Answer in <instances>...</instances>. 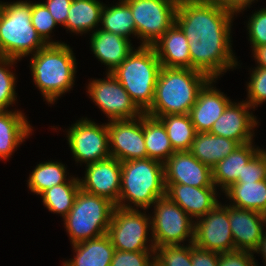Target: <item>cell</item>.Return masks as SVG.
<instances>
[{"label":"cell","instance_id":"cell-1","mask_svg":"<svg viewBox=\"0 0 266 266\" xmlns=\"http://www.w3.org/2000/svg\"><path fill=\"white\" fill-rule=\"evenodd\" d=\"M235 15L236 12L216 0L177 5L175 23L189 42L191 69L217 80L227 70L237 67L230 36Z\"/></svg>","mask_w":266,"mask_h":266},{"label":"cell","instance_id":"cell-2","mask_svg":"<svg viewBox=\"0 0 266 266\" xmlns=\"http://www.w3.org/2000/svg\"><path fill=\"white\" fill-rule=\"evenodd\" d=\"M209 80L206 74L194 69L162 67L153 103L145 114L155 118L189 114L199 91Z\"/></svg>","mask_w":266,"mask_h":266},{"label":"cell","instance_id":"cell-3","mask_svg":"<svg viewBox=\"0 0 266 266\" xmlns=\"http://www.w3.org/2000/svg\"><path fill=\"white\" fill-rule=\"evenodd\" d=\"M66 43L47 44L32 54L30 70L33 82L49 104L74 86L76 58Z\"/></svg>","mask_w":266,"mask_h":266},{"label":"cell","instance_id":"cell-4","mask_svg":"<svg viewBox=\"0 0 266 266\" xmlns=\"http://www.w3.org/2000/svg\"><path fill=\"white\" fill-rule=\"evenodd\" d=\"M165 195L163 163L148 157L121 162V186L116 207L146 211Z\"/></svg>","mask_w":266,"mask_h":266},{"label":"cell","instance_id":"cell-5","mask_svg":"<svg viewBox=\"0 0 266 266\" xmlns=\"http://www.w3.org/2000/svg\"><path fill=\"white\" fill-rule=\"evenodd\" d=\"M31 10L32 1H0V56L20 61L47 45L32 25Z\"/></svg>","mask_w":266,"mask_h":266},{"label":"cell","instance_id":"cell-6","mask_svg":"<svg viewBox=\"0 0 266 266\" xmlns=\"http://www.w3.org/2000/svg\"><path fill=\"white\" fill-rule=\"evenodd\" d=\"M161 68L152 46H138L111 73L122 84L137 107L145 113L153 103Z\"/></svg>","mask_w":266,"mask_h":266},{"label":"cell","instance_id":"cell-7","mask_svg":"<svg viewBox=\"0 0 266 266\" xmlns=\"http://www.w3.org/2000/svg\"><path fill=\"white\" fill-rule=\"evenodd\" d=\"M115 207L109 199L80 189L70 212L63 218L72 245L107 234Z\"/></svg>","mask_w":266,"mask_h":266},{"label":"cell","instance_id":"cell-8","mask_svg":"<svg viewBox=\"0 0 266 266\" xmlns=\"http://www.w3.org/2000/svg\"><path fill=\"white\" fill-rule=\"evenodd\" d=\"M152 206L154 215L151 216L150 234L155 247L184 245L186 240L189 244L194 242L195 220L179 205L165 195Z\"/></svg>","mask_w":266,"mask_h":266},{"label":"cell","instance_id":"cell-9","mask_svg":"<svg viewBox=\"0 0 266 266\" xmlns=\"http://www.w3.org/2000/svg\"><path fill=\"white\" fill-rule=\"evenodd\" d=\"M143 212L135 208H114L107 235L115 249L131 252L155 251L152 236L148 234L152 230L151 216Z\"/></svg>","mask_w":266,"mask_h":266},{"label":"cell","instance_id":"cell-10","mask_svg":"<svg viewBox=\"0 0 266 266\" xmlns=\"http://www.w3.org/2000/svg\"><path fill=\"white\" fill-rule=\"evenodd\" d=\"M131 9L140 46H152L175 23L177 5L170 0H125Z\"/></svg>","mask_w":266,"mask_h":266},{"label":"cell","instance_id":"cell-11","mask_svg":"<svg viewBox=\"0 0 266 266\" xmlns=\"http://www.w3.org/2000/svg\"><path fill=\"white\" fill-rule=\"evenodd\" d=\"M66 137L76 163L87 165L111 156L106 123L98 125L82 117L70 126Z\"/></svg>","mask_w":266,"mask_h":266},{"label":"cell","instance_id":"cell-12","mask_svg":"<svg viewBox=\"0 0 266 266\" xmlns=\"http://www.w3.org/2000/svg\"><path fill=\"white\" fill-rule=\"evenodd\" d=\"M87 90L89 98L107 115L108 121L136 119L144 114L112 73H107L103 80H90Z\"/></svg>","mask_w":266,"mask_h":266},{"label":"cell","instance_id":"cell-13","mask_svg":"<svg viewBox=\"0 0 266 266\" xmlns=\"http://www.w3.org/2000/svg\"><path fill=\"white\" fill-rule=\"evenodd\" d=\"M193 244L217 253L234 251L233 235L229 223V204L220 202L204 216L196 219Z\"/></svg>","mask_w":266,"mask_h":266},{"label":"cell","instance_id":"cell-14","mask_svg":"<svg viewBox=\"0 0 266 266\" xmlns=\"http://www.w3.org/2000/svg\"><path fill=\"white\" fill-rule=\"evenodd\" d=\"M111 157L120 162L147 158L143 134V115L130 120L108 121Z\"/></svg>","mask_w":266,"mask_h":266},{"label":"cell","instance_id":"cell-15","mask_svg":"<svg viewBox=\"0 0 266 266\" xmlns=\"http://www.w3.org/2000/svg\"><path fill=\"white\" fill-rule=\"evenodd\" d=\"M84 178H79L80 188L93 195L118 203L121 186V162L109 157L87 164Z\"/></svg>","mask_w":266,"mask_h":266},{"label":"cell","instance_id":"cell-16","mask_svg":"<svg viewBox=\"0 0 266 266\" xmlns=\"http://www.w3.org/2000/svg\"><path fill=\"white\" fill-rule=\"evenodd\" d=\"M253 109L246 101L231 102L222 115L214 122L209 133L237 141L240 145L253 141L255 127L258 125L256 116L249 110Z\"/></svg>","mask_w":266,"mask_h":266},{"label":"cell","instance_id":"cell-17","mask_svg":"<svg viewBox=\"0 0 266 266\" xmlns=\"http://www.w3.org/2000/svg\"><path fill=\"white\" fill-rule=\"evenodd\" d=\"M163 164L165 183L216 187L212 181V169L196 159L190 151H175Z\"/></svg>","mask_w":266,"mask_h":266},{"label":"cell","instance_id":"cell-18","mask_svg":"<svg viewBox=\"0 0 266 266\" xmlns=\"http://www.w3.org/2000/svg\"><path fill=\"white\" fill-rule=\"evenodd\" d=\"M216 79H210L199 91L189 116L196 132H209L213 124L232 102L223 92L214 88Z\"/></svg>","mask_w":266,"mask_h":266},{"label":"cell","instance_id":"cell-19","mask_svg":"<svg viewBox=\"0 0 266 266\" xmlns=\"http://www.w3.org/2000/svg\"><path fill=\"white\" fill-rule=\"evenodd\" d=\"M166 196L179 205L192 219H198L218 203L217 187H194L165 183Z\"/></svg>","mask_w":266,"mask_h":266},{"label":"cell","instance_id":"cell-20","mask_svg":"<svg viewBox=\"0 0 266 266\" xmlns=\"http://www.w3.org/2000/svg\"><path fill=\"white\" fill-rule=\"evenodd\" d=\"M229 223L234 241V251L252 252L264 232L262 214L229 205Z\"/></svg>","mask_w":266,"mask_h":266},{"label":"cell","instance_id":"cell-21","mask_svg":"<svg viewBox=\"0 0 266 266\" xmlns=\"http://www.w3.org/2000/svg\"><path fill=\"white\" fill-rule=\"evenodd\" d=\"M91 33V51L98 61L108 67L106 73L114 71L134 50L130 39L100 28Z\"/></svg>","mask_w":266,"mask_h":266},{"label":"cell","instance_id":"cell-22","mask_svg":"<svg viewBox=\"0 0 266 266\" xmlns=\"http://www.w3.org/2000/svg\"><path fill=\"white\" fill-rule=\"evenodd\" d=\"M152 47L162 67L191 69L189 42L176 23Z\"/></svg>","mask_w":266,"mask_h":266},{"label":"cell","instance_id":"cell-23","mask_svg":"<svg viewBox=\"0 0 266 266\" xmlns=\"http://www.w3.org/2000/svg\"><path fill=\"white\" fill-rule=\"evenodd\" d=\"M0 110V159L8 160L33 129L21 111Z\"/></svg>","mask_w":266,"mask_h":266},{"label":"cell","instance_id":"cell-24","mask_svg":"<svg viewBox=\"0 0 266 266\" xmlns=\"http://www.w3.org/2000/svg\"><path fill=\"white\" fill-rule=\"evenodd\" d=\"M252 142L239 145L222 161L212 168L213 184L225 191L232 184L236 183L239 175H242L244 165H246L260 150Z\"/></svg>","mask_w":266,"mask_h":266},{"label":"cell","instance_id":"cell-25","mask_svg":"<svg viewBox=\"0 0 266 266\" xmlns=\"http://www.w3.org/2000/svg\"><path fill=\"white\" fill-rule=\"evenodd\" d=\"M76 255L62 266H110L115 248L107 234L72 245Z\"/></svg>","mask_w":266,"mask_h":266},{"label":"cell","instance_id":"cell-26","mask_svg":"<svg viewBox=\"0 0 266 266\" xmlns=\"http://www.w3.org/2000/svg\"><path fill=\"white\" fill-rule=\"evenodd\" d=\"M240 144L229 138L216 136L209 132H197L190 149L191 154L211 169Z\"/></svg>","mask_w":266,"mask_h":266},{"label":"cell","instance_id":"cell-27","mask_svg":"<svg viewBox=\"0 0 266 266\" xmlns=\"http://www.w3.org/2000/svg\"><path fill=\"white\" fill-rule=\"evenodd\" d=\"M103 6V2L99 0H73L63 27L77 35L86 34L96 28L94 32L101 23Z\"/></svg>","mask_w":266,"mask_h":266},{"label":"cell","instance_id":"cell-28","mask_svg":"<svg viewBox=\"0 0 266 266\" xmlns=\"http://www.w3.org/2000/svg\"><path fill=\"white\" fill-rule=\"evenodd\" d=\"M223 193L231 206L262 213L266 208V180L259 182H236Z\"/></svg>","mask_w":266,"mask_h":266},{"label":"cell","instance_id":"cell-29","mask_svg":"<svg viewBox=\"0 0 266 266\" xmlns=\"http://www.w3.org/2000/svg\"><path fill=\"white\" fill-rule=\"evenodd\" d=\"M143 134L148 158L164 163L175 152L158 118L143 114Z\"/></svg>","mask_w":266,"mask_h":266},{"label":"cell","instance_id":"cell-30","mask_svg":"<svg viewBox=\"0 0 266 266\" xmlns=\"http://www.w3.org/2000/svg\"><path fill=\"white\" fill-rule=\"evenodd\" d=\"M100 29L130 39V35L136 37V25L130 7L125 0H119L113 6L104 4L101 12Z\"/></svg>","mask_w":266,"mask_h":266},{"label":"cell","instance_id":"cell-31","mask_svg":"<svg viewBox=\"0 0 266 266\" xmlns=\"http://www.w3.org/2000/svg\"><path fill=\"white\" fill-rule=\"evenodd\" d=\"M163 123L174 151H190L196 135L189 114H173L158 117Z\"/></svg>","mask_w":266,"mask_h":266},{"label":"cell","instance_id":"cell-32","mask_svg":"<svg viewBox=\"0 0 266 266\" xmlns=\"http://www.w3.org/2000/svg\"><path fill=\"white\" fill-rule=\"evenodd\" d=\"M80 189L79 178L70 177L66 183L53 186L40 195L43 205L49 211L64 218L70 212Z\"/></svg>","mask_w":266,"mask_h":266},{"label":"cell","instance_id":"cell-33","mask_svg":"<svg viewBox=\"0 0 266 266\" xmlns=\"http://www.w3.org/2000/svg\"><path fill=\"white\" fill-rule=\"evenodd\" d=\"M67 167L58 161L42 162L36 165L28 179V188L32 193L40 195L53 186L66 183Z\"/></svg>","mask_w":266,"mask_h":266},{"label":"cell","instance_id":"cell-34","mask_svg":"<svg viewBox=\"0 0 266 266\" xmlns=\"http://www.w3.org/2000/svg\"><path fill=\"white\" fill-rule=\"evenodd\" d=\"M18 60L5 56H0V110H6L7 107L14 104L16 97V77L9 70ZM9 67V68H8Z\"/></svg>","mask_w":266,"mask_h":266},{"label":"cell","instance_id":"cell-35","mask_svg":"<svg viewBox=\"0 0 266 266\" xmlns=\"http://www.w3.org/2000/svg\"><path fill=\"white\" fill-rule=\"evenodd\" d=\"M154 261L159 266H192L191 243L155 247Z\"/></svg>","mask_w":266,"mask_h":266},{"label":"cell","instance_id":"cell-36","mask_svg":"<svg viewBox=\"0 0 266 266\" xmlns=\"http://www.w3.org/2000/svg\"><path fill=\"white\" fill-rule=\"evenodd\" d=\"M31 22L37 33L47 44H61L59 41H52L51 33L57 22L53 19L44 3L32 2Z\"/></svg>","mask_w":266,"mask_h":266},{"label":"cell","instance_id":"cell-37","mask_svg":"<svg viewBox=\"0 0 266 266\" xmlns=\"http://www.w3.org/2000/svg\"><path fill=\"white\" fill-rule=\"evenodd\" d=\"M255 68V69H254ZM247 85V100L254 110L266 101V68L254 67Z\"/></svg>","mask_w":266,"mask_h":266},{"label":"cell","instance_id":"cell-38","mask_svg":"<svg viewBox=\"0 0 266 266\" xmlns=\"http://www.w3.org/2000/svg\"><path fill=\"white\" fill-rule=\"evenodd\" d=\"M247 31L252 51L266 45V8L255 11L248 20Z\"/></svg>","mask_w":266,"mask_h":266},{"label":"cell","instance_id":"cell-39","mask_svg":"<svg viewBox=\"0 0 266 266\" xmlns=\"http://www.w3.org/2000/svg\"><path fill=\"white\" fill-rule=\"evenodd\" d=\"M154 251H121L115 249L110 266H151Z\"/></svg>","mask_w":266,"mask_h":266},{"label":"cell","instance_id":"cell-40","mask_svg":"<svg viewBox=\"0 0 266 266\" xmlns=\"http://www.w3.org/2000/svg\"><path fill=\"white\" fill-rule=\"evenodd\" d=\"M266 180V149H261L246 165L237 182H259Z\"/></svg>","mask_w":266,"mask_h":266},{"label":"cell","instance_id":"cell-41","mask_svg":"<svg viewBox=\"0 0 266 266\" xmlns=\"http://www.w3.org/2000/svg\"><path fill=\"white\" fill-rule=\"evenodd\" d=\"M254 259L250 251L235 250L219 253L218 266H258Z\"/></svg>","mask_w":266,"mask_h":266},{"label":"cell","instance_id":"cell-42","mask_svg":"<svg viewBox=\"0 0 266 266\" xmlns=\"http://www.w3.org/2000/svg\"><path fill=\"white\" fill-rule=\"evenodd\" d=\"M192 266H218L219 253L201 249L191 243Z\"/></svg>","mask_w":266,"mask_h":266},{"label":"cell","instance_id":"cell-43","mask_svg":"<svg viewBox=\"0 0 266 266\" xmlns=\"http://www.w3.org/2000/svg\"><path fill=\"white\" fill-rule=\"evenodd\" d=\"M72 1L73 0H46V2L43 1V3L57 24L64 26Z\"/></svg>","mask_w":266,"mask_h":266},{"label":"cell","instance_id":"cell-44","mask_svg":"<svg viewBox=\"0 0 266 266\" xmlns=\"http://www.w3.org/2000/svg\"><path fill=\"white\" fill-rule=\"evenodd\" d=\"M224 7L229 8L236 12V14L246 10L247 7H250L255 0H216Z\"/></svg>","mask_w":266,"mask_h":266},{"label":"cell","instance_id":"cell-45","mask_svg":"<svg viewBox=\"0 0 266 266\" xmlns=\"http://www.w3.org/2000/svg\"><path fill=\"white\" fill-rule=\"evenodd\" d=\"M253 57L257 62V67L266 68V45L256 47L253 51Z\"/></svg>","mask_w":266,"mask_h":266},{"label":"cell","instance_id":"cell-46","mask_svg":"<svg viewBox=\"0 0 266 266\" xmlns=\"http://www.w3.org/2000/svg\"><path fill=\"white\" fill-rule=\"evenodd\" d=\"M255 253H261L263 260L265 261L264 263L266 264V231L262 233V237L259 240V243L257 247L252 251V254L254 255ZM266 266V265H265Z\"/></svg>","mask_w":266,"mask_h":266},{"label":"cell","instance_id":"cell-47","mask_svg":"<svg viewBox=\"0 0 266 266\" xmlns=\"http://www.w3.org/2000/svg\"><path fill=\"white\" fill-rule=\"evenodd\" d=\"M170 1L175 3L176 5H179V4H183V3L198 2L201 0H170Z\"/></svg>","mask_w":266,"mask_h":266},{"label":"cell","instance_id":"cell-48","mask_svg":"<svg viewBox=\"0 0 266 266\" xmlns=\"http://www.w3.org/2000/svg\"><path fill=\"white\" fill-rule=\"evenodd\" d=\"M262 218H263V222H264V226H266V208L262 211Z\"/></svg>","mask_w":266,"mask_h":266},{"label":"cell","instance_id":"cell-49","mask_svg":"<svg viewBox=\"0 0 266 266\" xmlns=\"http://www.w3.org/2000/svg\"><path fill=\"white\" fill-rule=\"evenodd\" d=\"M151 266H159V265L154 261Z\"/></svg>","mask_w":266,"mask_h":266}]
</instances>
